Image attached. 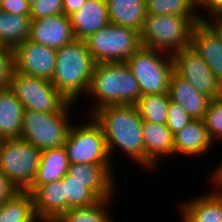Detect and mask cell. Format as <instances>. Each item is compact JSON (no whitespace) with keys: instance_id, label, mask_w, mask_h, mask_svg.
<instances>
[{"instance_id":"cell-1","label":"cell","mask_w":222,"mask_h":222,"mask_svg":"<svg viewBox=\"0 0 222 222\" xmlns=\"http://www.w3.org/2000/svg\"><path fill=\"white\" fill-rule=\"evenodd\" d=\"M91 116L103 130L112 163L113 155L118 149L121 150V154L130 157V160L132 159L145 169L143 120L136 105H104L94 111Z\"/></svg>"},{"instance_id":"cell-2","label":"cell","mask_w":222,"mask_h":222,"mask_svg":"<svg viewBox=\"0 0 222 222\" xmlns=\"http://www.w3.org/2000/svg\"><path fill=\"white\" fill-rule=\"evenodd\" d=\"M56 58L50 81L69 102L76 105L80 96L82 98L88 92L95 61L85 40L80 39H74L59 48Z\"/></svg>"},{"instance_id":"cell-3","label":"cell","mask_w":222,"mask_h":222,"mask_svg":"<svg viewBox=\"0 0 222 222\" xmlns=\"http://www.w3.org/2000/svg\"><path fill=\"white\" fill-rule=\"evenodd\" d=\"M87 96L94 99L89 115L104 105H136L141 96L138 82L126 62L95 63Z\"/></svg>"},{"instance_id":"cell-4","label":"cell","mask_w":222,"mask_h":222,"mask_svg":"<svg viewBox=\"0 0 222 222\" xmlns=\"http://www.w3.org/2000/svg\"><path fill=\"white\" fill-rule=\"evenodd\" d=\"M199 21V17L146 14L140 44L173 54L190 45L193 28Z\"/></svg>"},{"instance_id":"cell-5","label":"cell","mask_w":222,"mask_h":222,"mask_svg":"<svg viewBox=\"0 0 222 222\" xmlns=\"http://www.w3.org/2000/svg\"><path fill=\"white\" fill-rule=\"evenodd\" d=\"M74 103L67 102L58 112L24 110L20 138L32 143L39 150L64 146L72 125L70 109ZM70 116V117H69Z\"/></svg>"},{"instance_id":"cell-6","label":"cell","mask_w":222,"mask_h":222,"mask_svg":"<svg viewBox=\"0 0 222 222\" xmlns=\"http://www.w3.org/2000/svg\"><path fill=\"white\" fill-rule=\"evenodd\" d=\"M138 82L141 96L168 93L174 72L172 54L140 46L126 61Z\"/></svg>"},{"instance_id":"cell-7","label":"cell","mask_w":222,"mask_h":222,"mask_svg":"<svg viewBox=\"0 0 222 222\" xmlns=\"http://www.w3.org/2000/svg\"><path fill=\"white\" fill-rule=\"evenodd\" d=\"M41 150L22 138L0 140V171L17 191H26L36 175Z\"/></svg>"},{"instance_id":"cell-8","label":"cell","mask_w":222,"mask_h":222,"mask_svg":"<svg viewBox=\"0 0 222 222\" xmlns=\"http://www.w3.org/2000/svg\"><path fill=\"white\" fill-rule=\"evenodd\" d=\"M85 42L95 63L126 62L141 46L138 31L112 23L91 34Z\"/></svg>"},{"instance_id":"cell-9","label":"cell","mask_w":222,"mask_h":222,"mask_svg":"<svg viewBox=\"0 0 222 222\" xmlns=\"http://www.w3.org/2000/svg\"><path fill=\"white\" fill-rule=\"evenodd\" d=\"M89 117L86 123L69 129L64 148L70 164H113L101 126Z\"/></svg>"},{"instance_id":"cell-10","label":"cell","mask_w":222,"mask_h":222,"mask_svg":"<svg viewBox=\"0 0 222 222\" xmlns=\"http://www.w3.org/2000/svg\"><path fill=\"white\" fill-rule=\"evenodd\" d=\"M8 87L22 103L24 110L55 113L68 102L49 79L15 70Z\"/></svg>"},{"instance_id":"cell-11","label":"cell","mask_w":222,"mask_h":222,"mask_svg":"<svg viewBox=\"0 0 222 222\" xmlns=\"http://www.w3.org/2000/svg\"><path fill=\"white\" fill-rule=\"evenodd\" d=\"M174 72L187 80L196 90L213 99L218 79L199 53L188 45L172 54Z\"/></svg>"},{"instance_id":"cell-12","label":"cell","mask_w":222,"mask_h":222,"mask_svg":"<svg viewBox=\"0 0 222 222\" xmlns=\"http://www.w3.org/2000/svg\"><path fill=\"white\" fill-rule=\"evenodd\" d=\"M13 51L15 71L30 76L52 79L57 59L56 49L26 39L17 45Z\"/></svg>"},{"instance_id":"cell-13","label":"cell","mask_w":222,"mask_h":222,"mask_svg":"<svg viewBox=\"0 0 222 222\" xmlns=\"http://www.w3.org/2000/svg\"><path fill=\"white\" fill-rule=\"evenodd\" d=\"M210 182L214 190L180 204L181 222H222V180L210 177Z\"/></svg>"},{"instance_id":"cell-14","label":"cell","mask_w":222,"mask_h":222,"mask_svg":"<svg viewBox=\"0 0 222 222\" xmlns=\"http://www.w3.org/2000/svg\"><path fill=\"white\" fill-rule=\"evenodd\" d=\"M114 169L113 164H70L67 173L69 179L85 182L99 199H108L116 195Z\"/></svg>"},{"instance_id":"cell-15","label":"cell","mask_w":222,"mask_h":222,"mask_svg":"<svg viewBox=\"0 0 222 222\" xmlns=\"http://www.w3.org/2000/svg\"><path fill=\"white\" fill-rule=\"evenodd\" d=\"M29 40L58 50L75 39L70 18L64 14L33 19Z\"/></svg>"},{"instance_id":"cell-16","label":"cell","mask_w":222,"mask_h":222,"mask_svg":"<svg viewBox=\"0 0 222 222\" xmlns=\"http://www.w3.org/2000/svg\"><path fill=\"white\" fill-rule=\"evenodd\" d=\"M26 191L33 197L34 212L39 222L57 221L67 211L62 179L44 185H31Z\"/></svg>"},{"instance_id":"cell-17","label":"cell","mask_w":222,"mask_h":222,"mask_svg":"<svg viewBox=\"0 0 222 222\" xmlns=\"http://www.w3.org/2000/svg\"><path fill=\"white\" fill-rule=\"evenodd\" d=\"M145 168L153 171L164 157L174 156V135L167 124L143 121Z\"/></svg>"},{"instance_id":"cell-18","label":"cell","mask_w":222,"mask_h":222,"mask_svg":"<svg viewBox=\"0 0 222 222\" xmlns=\"http://www.w3.org/2000/svg\"><path fill=\"white\" fill-rule=\"evenodd\" d=\"M190 45L199 53L215 77L220 79L222 77V43L205 21L195 24Z\"/></svg>"},{"instance_id":"cell-19","label":"cell","mask_w":222,"mask_h":222,"mask_svg":"<svg viewBox=\"0 0 222 222\" xmlns=\"http://www.w3.org/2000/svg\"><path fill=\"white\" fill-rule=\"evenodd\" d=\"M170 100L178 103L193 120H203L211 98L196 90L187 80L175 72L168 87Z\"/></svg>"},{"instance_id":"cell-20","label":"cell","mask_w":222,"mask_h":222,"mask_svg":"<svg viewBox=\"0 0 222 222\" xmlns=\"http://www.w3.org/2000/svg\"><path fill=\"white\" fill-rule=\"evenodd\" d=\"M75 39L85 40L109 23L106 0H87L69 16Z\"/></svg>"},{"instance_id":"cell-21","label":"cell","mask_w":222,"mask_h":222,"mask_svg":"<svg viewBox=\"0 0 222 222\" xmlns=\"http://www.w3.org/2000/svg\"><path fill=\"white\" fill-rule=\"evenodd\" d=\"M203 120H193L174 134V156L201 157L213 147Z\"/></svg>"},{"instance_id":"cell-22","label":"cell","mask_w":222,"mask_h":222,"mask_svg":"<svg viewBox=\"0 0 222 222\" xmlns=\"http://www.w3.org/2000/svg\"><path fill=\"white\" fill-rule=\"evenodd\" d=\"M24 107L9 87H0V140L20 138Z\"/></svg>"},{"instance_id":"cell-23","label":"cell","mask_w":222,"mask_h":222,"mask_svg":"<svg viewBox=\"0 0 222 222\" xmlns=\"http://www.w3.org/2000/svg\"><path fill=\"white\" fill-rule=\"evenodd\" d=\"M69 166L64 146L41 150L40 163L32 185H44L62 179Z\"/></svg>"},{"instance_id":"cell-24","label":"cell","mask_w":222,"mask_h":222,"mask_svg":"<svg viewBox=\"0 0 222 222\" xmlns=\"http://www.w3.org/2000/svg\"><path fill=\"white\" fill-rule=\"evenodd\" d=\"M106 2L109 23L141 32L146 17L145 0H106Z\"/></svg>"},{"instance_id":"cell-25","label":"cell","mask_w":222,"mask_h":222,"mask_svg":"<svg viewBox=\"0 0 222 222\" xmlns=\"http://www.w3.org/2000/svg\"><path fill=\"white\" fill-rule=\"evenodd\" d=\"M30 15L12 14L0 10V45L14 49L29 38Z\"/></svg>"},{"instance_id":"cell-26","label":"cell","mask_w":222,"mask_h":222,"mask_svg":"<svg viewBox=\"0 0 222 222\" xmlns=\"http://www.w3.org/2000/svg\"><path fill=\"white\" fill-rule=\"evenodd\" d=\"M0 222H39L31 193L18 191L0 204Z\"/></svg>"},{"instance_id":"cell-27","label":"cell","mask_w":222,"mask_h":222,"mask_svg":"<svg viewBox=\"0 0 222 222\" xmlns=\"http://www.w3.org/2000/svg\"><path fill=\"white\" fill-rule=\"evenodd\" d=\"M112 202L113 198L100 199L93 205L70 208L57 222H113L108 209Z\"/></svg>"},{"instance_id":"cell-28","label":"cell","mask_w":222,"mask_h":222,"mask_svg":"<svg viewBox=\"0 0 222 222\" xmlns=\"http://www.w3.org/2000/svg\"><path fill=\"white\" fill-rule=\"evenodd\" d=\"M169 101L168 93L149 94L140 96L136 106L143 121L167 124Z\"/></svg>"},{"instance_id":"cell-29","label":"cell","mask_w":222,"mask_h":222,"mask_svg":"<svg viewBox=\"0 0 222 222\" xmlns=\"http://www.w3.org/2000/svg\"><path fill=\"white\" fill-rule=\"evenodd\" d=\"M146 14L199 17L194 0H145Z\"/></svg>"},{"instance_id":"cell-30","label":"cell","mask_w":222,"mask_h":222,"mask_svg":"<svg viewBox=\"0 0 222 222\" xmlns=\"http://www.w3.org/2000/svg\"><path fill=\"white\" fill-rule=\"evenodd\" d=\"M62 182L67 198V210L75 207L93 205L100 200L88 187H86L85 182L69 179L68 173L63 176Z\"/></svg>"},{"instance_id":"cell-31","label":"cell","mask_w":222,"mask_h":222,"mask_svg":"<svg viewBox=\"0 0 222 222\" xmlns=\"http://www.w3.org/2000/svg\"><path fill=\"white\" fill-rule=\"evenodd\" d=\"M210 139L222 141V102L211 99L203 118Z\"/></svg>"},{"instance_id":"cell-32","label":"cell","mask_w":222,"mask_h":222,"mask_svg":"<svg viewBox=\"0 0 222 222\" xmlns=\"http://www.w3.org/2000/svg\"><path fill=\"white\" fill-rule=\"evenodd\" d=\"M191 121H193V119L178 103L172 100L169 101L167 127L171 130L173 135Z\"/></svg>"},{"instance_id":"cell-33","label":"cell","mask_w":222,"mask_h":222,"mask_svg":"<svg viewBox=\"0 0 222 222\" xmlns=\"http://www.w3.org/2000/svg\"><path fill=\"white\" fill-rule=\"evenodd\" d=\"M63 14V0H37L31 6V20Z\"/></svg>"},{"instance_id":"cell-34","label":"cell","mask_w":222,"mask_h":222,"mask_svg":"<svg viewBox=\"0 0 222 222\" xmlns=\"http://www.w3.org/2000/svg\"><path fill=\"white\" fill-rule=\"evenodd\" d=\"M15 70L14 51L9 47H0V87H8Z\"/></svg>"},{"instance_id":"cell-35","label":"cell","mask_w":222,"mask_h":222,"mask_svg":"<svg viewBox=\"0 0 222 222\" xmlns=\"http://www.w3.org/2000/svg\"><path fill=\"white\" fill-rule=\"evenodd\" d=\"M195 7L197 14L200 18V21H204L206 19V16L205 17L203 16L202 11L207 10L208 11L207 13H209L210 18L211 16L222 14V0H196ZM202 8L203 10H200Z\"/></svg>"},{"instance_id":"cell-36","label":"cell","mask_w":222,"mask_h":222,"mask_svg":"<svg viewBox=\"0 0 222 222\" xmlns=\"http://www.w3.org/2000/svg\"><path fill=\"white\" fill-rule=\"evenodd\" d=\"M1 10L21 15H30L31 6L26 0H3Z\"/></svg>"},{"instance_id":"cell-37","label":"cell","mask_w":222,"mask_h":222,"mask_svg":"<svg viewBox=\"0 0 222 222\" xmlns=\"http://www.w3.org/2000/svg\"><path fill=\"white\" fill-rule=\"evenodd\" d=\"M17 189L9 182L8 178L0 171V204L9 200Z\"/></svg>"},{"instance_id":"cell-38","label":"cell","mask_w":222,"mask_h":222,"mask_svg":"<svg viewBox=\"0 0 222 222\" xmlns=\"http://www.w3.org/2000/svg\"><path fill=\"white\" fill-rule=\"evenodd\" d=\"M86 1L87 0H63V14L69 17L80 9Z\"/></svg>"},{"instance_id":"cell-39","label":"cell","mask_w":222,"mask_h":222,"mask_svg":"<svg viewBox=\"0 0 222 222\" xmlns=\"http://www.w3.org/2000/svg\"><path fill=\"white\" fill-rule=\"evenodd\" d=\"M211 17H213V20H209L208 17V19L206 18L204 21L215 31L222 43V16L215 15Z\"/></svg>"},{"instance_id":"cell-40","label":"cell","mask_w":222,"mask_h":222,"mask_svg":"<svg viewBox=\"0 0 222 222\" xmlns=\"http://www.w3.org/2000/svg\"><path fill=\"white\" fill-rule=\"evenodd\" d=\"M213 99L222 102V77L217 81L216 92Z\"/></svg>"},{"instance_id":"cell-41","label":"cell","mask_w":222,"mask_h":222,"mask_svg":"<svg viewBox=\"0 0 222 222\" xmlns=\"http://www.w3.org/2000/svg\"><path fill=\"white\" fill-rule=\"evenodd\" d=\"M220 160H221V162L219 161V163L217 164V166L214 169V171H211V175H210L211 178L212 177H216L218 175V173H219V171H220V169L222 167V159H220Z\"/></svg>"},{"instance_id":"cell-42","label":"cell","mask_w":222,"mask_h":222,"mask_svg":"<svg viewBox=\"0 0 222 222\" xmlns=\"http://www.w3.org/2000/svg\"><path fill=\"white\" fill-rule=\"evenodd\" d=\"M215 178L222 180V167H221L218 175Z\"/></svg>"},{"instance_id":"cell-43","label":"cell","mask_w":222,"mask_h":222,"mask_svg":"<svg viewBox=\"0 0 222 222\" xmlns=\"http://www.w3.org/2000/svg\"><path fill=\"white\" fill-rule=\"evenodd\" d=\"M30 6H32L37 0H26Z\"/></svg>"},{"instance_id":"cell-44","label":"cell","mask_w":222,"mask_h":222,"mask_svg":"<svg viewBox=\"0 0 222 222\" xmlns=\"http://www.w3.org/2000/svg\"><path fill=\"white\" fill-rule=\"evenodd\" d=\"M2 1H3V0H0V10H1V6H2Z\"/></svg>"}]
</instances>
